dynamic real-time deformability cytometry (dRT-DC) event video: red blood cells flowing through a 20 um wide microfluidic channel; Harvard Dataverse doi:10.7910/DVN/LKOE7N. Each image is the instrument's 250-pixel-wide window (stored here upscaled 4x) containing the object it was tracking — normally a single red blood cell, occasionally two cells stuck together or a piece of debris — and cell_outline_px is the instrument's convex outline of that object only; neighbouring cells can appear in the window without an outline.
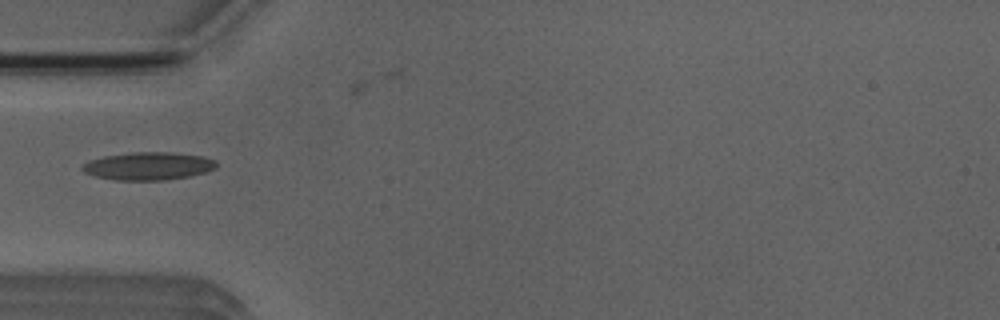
{"species": "Egyptian fruit bat (a non-hibernating species)", "species_latin": "Rousettus aegyptiacus", "temperature_condition": "room temperature", "stored_images_in_passage": 2, "camera_frame_rate_fps": 3000, "um_per_image_px": 0.085, "animal": {"sex": "male"}, "frame": {"image": 1, "passage_image": 1, "time_ms": 0.0, "image_size_px": [1000, 320], "cell_outline_px": [[216, 168], [204, 172], [188, 176], [164, 180], [116, 180], [96, 176], [84, 172], [80, 168], [88, 160], [104, 156], [132, 152], [172, 152], [204, 156], [216, 160]], "centroid_in_image_um": [12.6, 14.1], "position_along_channel_um": 72.4, "area_um2": 21.73}}